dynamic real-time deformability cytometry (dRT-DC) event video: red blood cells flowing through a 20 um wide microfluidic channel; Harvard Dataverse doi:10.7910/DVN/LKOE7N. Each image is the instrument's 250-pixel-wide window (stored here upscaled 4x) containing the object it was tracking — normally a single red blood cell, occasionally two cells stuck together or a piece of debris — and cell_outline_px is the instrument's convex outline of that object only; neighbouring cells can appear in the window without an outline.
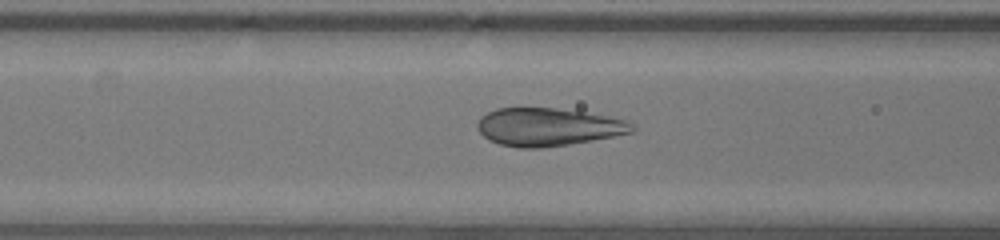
{"species": "human", "species_latin": "Homo sapiens", "temperature_condition": "warm", "stored_images_in_passage": 41, "camera_frame_rate_fps": 3000, "um_per_image_px": 0.085, "donor": {"sex": "male"}, "frame": {"image": 1, "passage_image": 11, "time_ms": 3.333, "image_size_px": [1000, 240], "cell_outline_px": [[636, 128], [632, 132], [612, 136], [568, 144], [544, 148], [520, 148], [500, 144], [488, 140], [480, 132], [476, 124], [480, 116], [496, 108], [556, 108], [584, 112], [624, 120], [632, 124]], "centroid_in_image_um": [46.52, 10.79], "position_along_channel_um": 120.1, "area_um2": 33.87}}
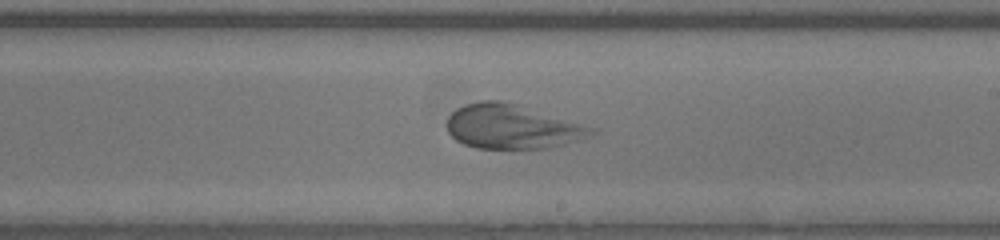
{"frame": {"image": 2, "passage_image": 20, "time_ms": 6.333, "image_size_px": [1000, 240], "cell_outline_px": [[584, 132], [576, 140], [564, 144], [544, 148], [476, 148], [464, 144], [456, 140], [448, 132], [448, 116], [456, 108], [464, 104], [480, 100], [504, 100], [576, 124], [584, 128]], "centroid_in_image_um": [43.24, 10.75], "position_along_channel_um": 245.8, "area_um2": 35.43}}
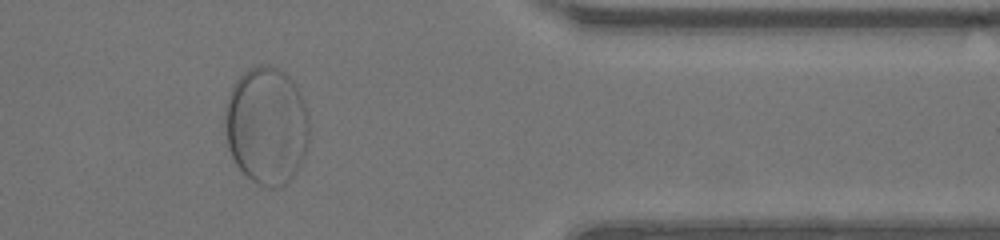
{"frame": {"image": 3, "passage_image": 32, "time_ms": 10.333, "image_size_px": [1000, 240], "cell_outline_px": [[308, 132], [304, 152], [300, 164], [296, 172], [284, 184], [276, 188], [268, 188], [252, 180], [236, 164], [232, 156], [228, 144], [224, 116], [228, 96], [232, 84], [248, 68], [260, 64], [268, 64], [284, 72], [292, 80], [304, 104], [308, 120]], "centroid_in_image_um": [22.63, 10.65], "position_along_channel_um": 388.8, "area_um2": 57.11}}